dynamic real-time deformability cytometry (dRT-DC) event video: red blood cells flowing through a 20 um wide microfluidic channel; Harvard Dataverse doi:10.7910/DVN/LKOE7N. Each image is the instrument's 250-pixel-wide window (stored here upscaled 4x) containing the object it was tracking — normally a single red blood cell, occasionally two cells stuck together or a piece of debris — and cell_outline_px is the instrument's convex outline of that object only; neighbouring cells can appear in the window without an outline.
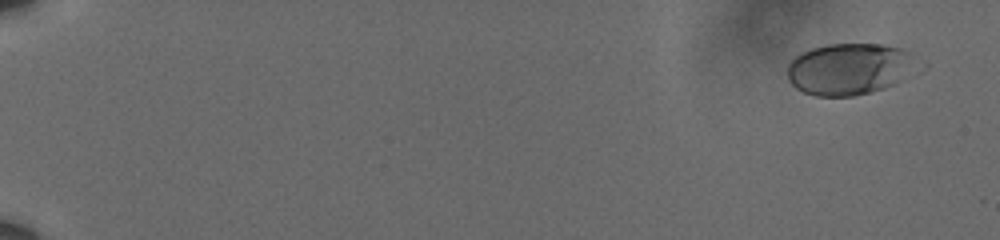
{"species": "human", "species_latin": "Homo sapiens", "temperature_condition": "cold", "stored_images_in_passage": 46, "camera_frame_rate_fps": 3000, "um_per_image_px": 0.085, "donor": {"sex": "male"}, "frame": {"image": 1, "passage_image": 3, "time_ms": 0.667, "image_size_px": [1000, 240], "cell_outline_px": [[908, 52], [900, 80], [896, 84], [872, 92], [852, 96], [816, 96], [804, 92], [796, 88], [788, 80], [788, 64], [800, 52], [812, 48], [828, 44], [884, 44], [900, 48]], "centroid_in_image_um": [71.97, 5.87], "position_along_channel_um": 13.0, "area_um2": 37.51}}
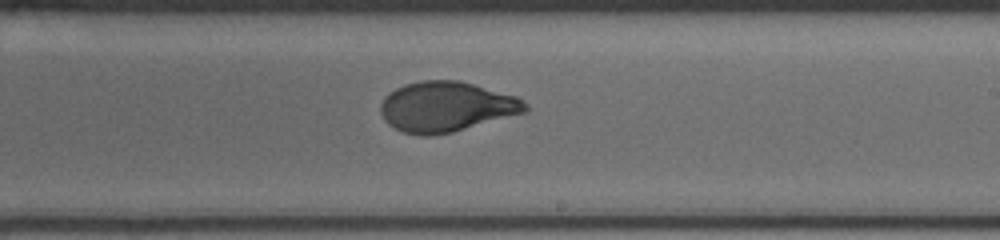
{"frame": {"image": 2, "passage_image": 27, "time_ms": 8.667, "image_size_px": [1000, 240], "cell_outline_px": [[528, 112], [452, 132], [428, 136], [420, 136], [400, 132], [388, 124], [384, 120], [380, 112], [380, 104], [384, 96], [396, 88], [404, 84], [420, 80], [456, 80], [472, 84], [516, 96], [528, 104]], "centroid_in_image_um": [37.91, 9.08], "position_along_channel_um": 251.1, "area_um2": 42.54}}
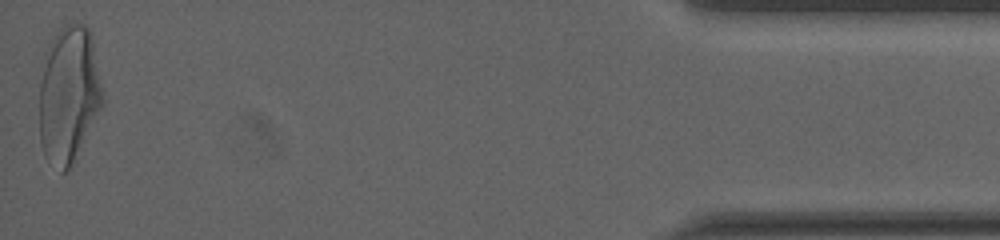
{"frame": {"image": 3, "passage_image": 46, "time_ms": 15.0, "image_size_px": [1000, 240], "cell_outline_px": [[104, 104], [76, 164], [64, 172], [60, 172], [44, 156], [40, 140], [40, 84], [44, 52], [48, 44], [56, 32], [64, 24], [72, 20], [84, 24], [92, 32], [104, 100]], "centroid_in_image_um": [5.87, 8.05], "position_along_channel_um": 429.3, "area_um2": 52.19}, "authors_computed_cell_mechanics": {"area_um2": 41.7894, "velocity_mm_per_s": 3.6031, "shape_relaxation_time_tau1_ms": 3.757, "shape_relaxation_time_tau2_ms": null, "deformation_change_tau1": 0.1691, "deformation_change_tau2": null}}